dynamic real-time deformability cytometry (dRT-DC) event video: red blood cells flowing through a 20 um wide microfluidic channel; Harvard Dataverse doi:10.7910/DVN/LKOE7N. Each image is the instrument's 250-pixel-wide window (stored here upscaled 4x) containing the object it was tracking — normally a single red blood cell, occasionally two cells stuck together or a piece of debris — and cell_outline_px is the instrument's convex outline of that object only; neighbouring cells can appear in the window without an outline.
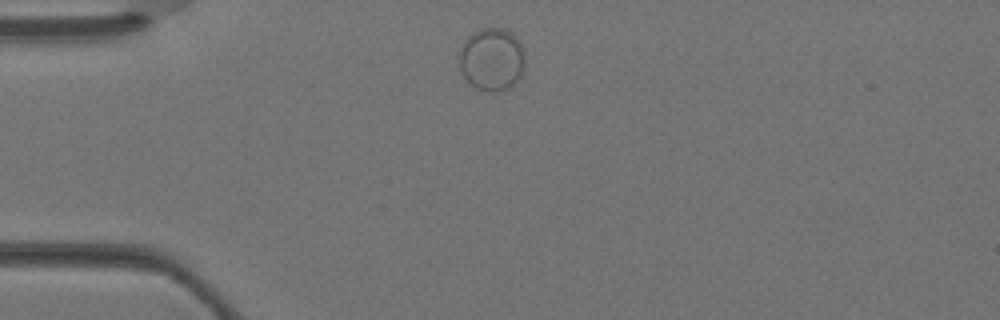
{"species": "Egyptian fruit bat (a non-hibernating species)", "species_latin": "Rousettus aegyptiacus", "temperature_condition": "warm", "stored_images_in_passage": 1, "camera_frame_rate_fps": 3000, "um_per_image_px": 0.085, "animal": {"sex": "female"}, "frame": {"image": 1, "passage_image": 1, "time_ms": 0.0, "image_size_px": [1000, 320], "cell_outline_px": [[524, 72], [512, 84], [504, 88], [492, 92], [488, 92], [476, 88], [460, 72], [456, 56], [460, 44], [472, 32], [484, 28], [504, 28], [512, 32], [516, 36], [524, 52]], "centroid_in_image_um": [41.75, 5.0], "position_along_channel_um": 43.3, "area_um2": 24.45}}